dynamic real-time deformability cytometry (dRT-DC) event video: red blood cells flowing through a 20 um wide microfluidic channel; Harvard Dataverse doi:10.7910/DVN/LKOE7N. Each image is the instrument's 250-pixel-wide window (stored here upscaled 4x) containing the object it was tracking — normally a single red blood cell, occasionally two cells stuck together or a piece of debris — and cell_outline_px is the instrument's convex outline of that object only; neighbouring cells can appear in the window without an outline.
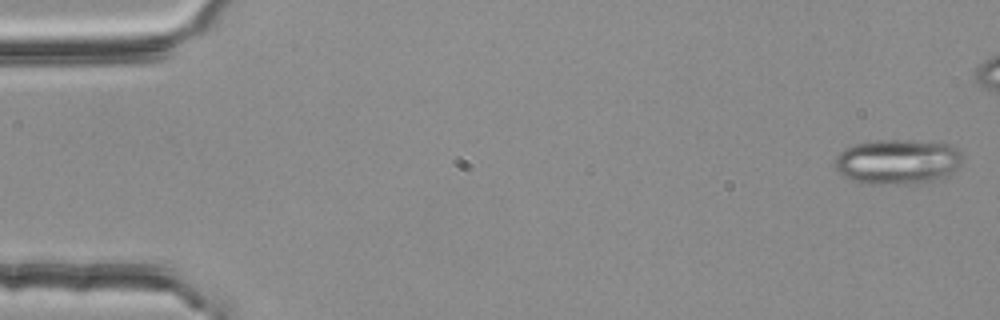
{"species": "common noctule bat (a hibernating species)", "species_latin": "Nyctalus noctula", "temperature_condition": "room temperature", "stored_images_in_passage": 5, "camera_frame_rate_fps": 3000, "um_per_image_px": 0.085, "animal": {"sex": "female", "body_mass_g": 25.1}, "frame": {"image": 1, "passage_image": 1, "time_ms": 0.0, "image_size_px": [1000, 320], "cell_outline_px": [[964, 160], [956, 168], [940, 180], [916, 184], [868, 184], [852, 180], [840, 176], [836, 172], [836, 156], [844, 148], [856, 144], [872, 140], [908, 140], [952, 144], [964, 156]], "centroid_in_image_um": [76.3, 13.75], "position_along_channel_um": 8.7, "area_um2": 34.04}}